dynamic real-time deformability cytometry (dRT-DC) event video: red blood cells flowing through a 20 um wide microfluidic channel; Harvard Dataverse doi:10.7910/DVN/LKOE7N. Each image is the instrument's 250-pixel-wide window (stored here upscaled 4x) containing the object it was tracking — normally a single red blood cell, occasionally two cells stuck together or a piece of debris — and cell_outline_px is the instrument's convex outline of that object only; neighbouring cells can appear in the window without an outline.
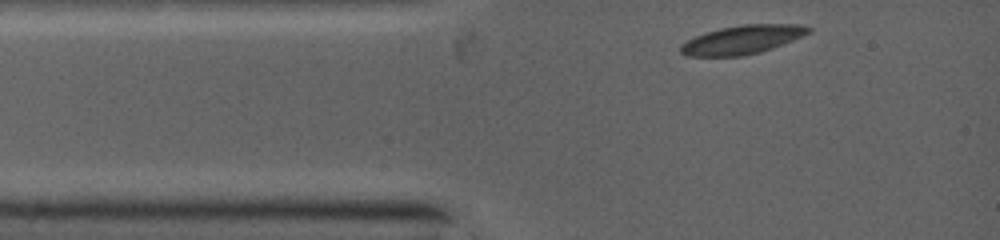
{"species": "common noctule bat (a hibernating species)", "species_latin": "Nyctalus noctula", "temperature_condition": "warm", "stored_images_in_passage": 2, "camera_frame_rate_fps": 5000, "um_per_image_px": 0.085, "animal": {"sex": "female", "body_mass_g": 19.0, "forearm_length_mm": 53.3}, "frame": {"image": 1, "passage_image": 1, "time_ms": 0.0, "image_size_px": [1000, 240], "cell_outline_px": [[812, 28], [808, 32], [792, 40], [772, 48], [740, 56], [688, 56], [680, 52], [680, 48], [688, 40], [696, 36], [720, 28], [744, 24], [792, 24]], "centroid_in_image_um": [63.06, 3.37], "position_along_channel_um": 21.9, "area_um2": 20.69}}